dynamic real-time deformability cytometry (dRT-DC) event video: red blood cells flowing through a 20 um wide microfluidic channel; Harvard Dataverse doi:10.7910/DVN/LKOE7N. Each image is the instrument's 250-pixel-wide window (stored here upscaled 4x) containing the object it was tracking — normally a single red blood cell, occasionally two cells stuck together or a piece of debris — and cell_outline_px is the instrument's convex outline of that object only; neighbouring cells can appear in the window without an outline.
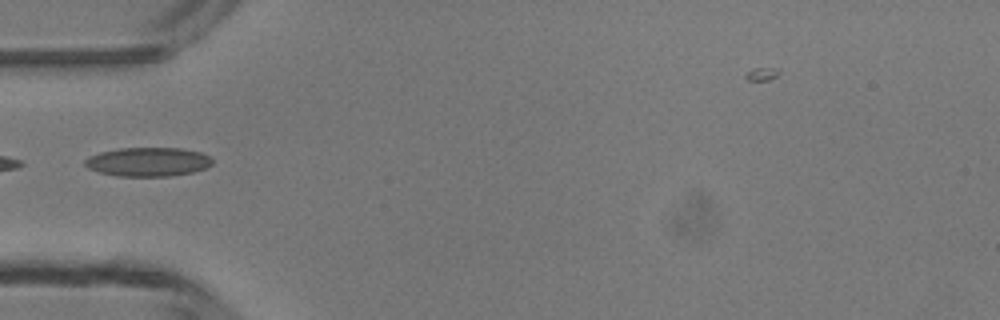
{"species": "common noctule bat (a hibernating species)", "species_latin": "Nyctalus noctula", "temperature_condition": "room temperature", "stored_images_in_passage": 4, "camera_frame_rate_fps": 3000, "um_per_image_px": 0.085, "animal": {"sex": "male", "body_mass_g": 13.3}, "frame": {"image": 1, "passage_image": 4, "time_ms": 3.333, "image_size_px": [1000, 320], "cell_outline_px": [[212, 164], [208, 168], [192, 172], [168, 176], [116, 176], [100, 172], [88, 168], [84, 164], [84, 160], [88, 156], [100, 152], [120, 148], [180, 148], [200, 152], [208, 156], [212, 160]], "centroid_in_image_um": [12.57, 13.76], "position_along_channel_um": 72.4, "area_um2": 21.5}}